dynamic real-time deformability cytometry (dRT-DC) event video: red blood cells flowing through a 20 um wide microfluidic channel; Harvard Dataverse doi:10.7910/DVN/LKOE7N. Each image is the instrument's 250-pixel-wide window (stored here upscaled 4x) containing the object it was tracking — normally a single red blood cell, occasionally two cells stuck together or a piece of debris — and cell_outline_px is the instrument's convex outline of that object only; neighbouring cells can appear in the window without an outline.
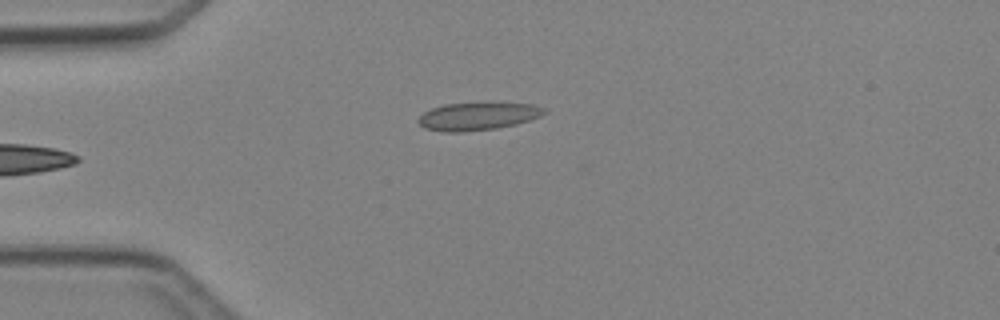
{"species": "Egyptian fruit bat (a non-hibernating species)", "species_latin": "Rousettus aegyptiacus", "temperature_condition": "cold", "stored_images_in_passage": 4, "camera_frame_rate_fps": 3000, "um_per_image_px": 0.085, "animal": {"sex": "female"}, "frame": {"image": 1, "passage_image": 4, "time_ms": 3.667, "image_size_px": [1000, 320], "cell_outline_px": [[548, 112], [540, 116], [516, 124], [496, 128], [464, 132], [444, 132], [424, 128], [416, 120], [424, 112], [432, 108], [444, 104], [532, 104], [548, 108]], "centroid_in_image_um": [40.6, 9.9], "position_along_channel_um": 44.4, "area_um2": 20.06}}